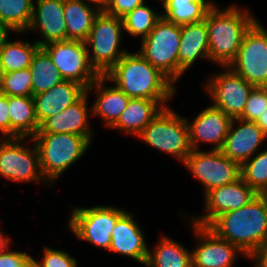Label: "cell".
<instances>
[{"label":"cell","instance_id":"obj_2","mask_svg":"<svg viewBox=\"0 0 267 267\" xmlns=\"http://www.w3.org/2000/svg\"><path fill=\"white\" fill-rule=\"evenodd\" d=\"M249 8L237 2L227 4L225 8L216 2L209 9L205 17L209 38V67L229 66L236 58L244 34L258 19L255 11Z\"/></svg>","mask_w":267,"mask_h":267},{"label":"cell","instance_id":"obj_38","mask_svg":"<svg viewBox=\"0 0 267 267\" xmlns=\"http://www.w3.org/2000/svg\"><path fill=\"white\" fill-rule=\"evenodd\" d=\"M147 1L148 0H109V4L104 11L109 15L122 18Z\"/></svg>","mask_w":267,"mask_h":267},{"label":"cell","instance_id":"obj_20","mask_svg":"<svg viewBox=\"0 0 267 267\" xmlns=\"http://www.w3.org/2000/svg\"><path fill=\"white\" fill-rule=\"evenodd\" d=\"M86 93L90 99L94 97L91 103L92 118H98L103 123L102 127L108 130L119 120L130 100L105 76H99Z\"/></svg>","mask_w":267,"mask_h":267},{"label":"cell","instance_id":"obj_29","mask_svg":"<svg viewBox=\"0 0 267 267\" xmlns=\"http://www.w3.org/2000/svg\"><path fill=\"white\" fill-rule=\"evenodd\" d=\"M161 17L176 25H185L205 20L216 0H159Z\"/></svg>","mask_w":267,"mask_h":267},{"label":"cell","instance_id":"obj_31","mask_svg":"<svg viewBox=\"0 0 267 267\" xmlns=\"http://www.w3.org/2000/svg\"><path fill=\"white\" fill-rule=\"evenodd\" d=\"M34 0H0V25L8 33H25L33 14Z\"/></svg>","mask_w":267,"mask_h":267},{"label":"cell","instance_id":"obj_12","mask_svg":"<svg viewBox=\"0 0 267 267\" xmlns=\"http://www.w3.org/2000/svg\"><path fill=\"white\" fill-rule=\"evenodd\" d=\"M258 18L246 31L229 67L254 87H267V28Z\"/></svg>","mask_w":267,"mask_h":267},{"label":"cell","instance_id":"obj_19","mask_svg":"<svg viewBox=\"0 0 267 267\" xmlns=\"http://www.w3.org/2000/svg\"><path fill=\"white\" fill-rule=\"evenodd\" d=\"M267 143V135L252 121L232 119L221 152L242 166Z\"/></svg>","mask_w":267,"mask_h":267},{"label":"cell","instance_id":"obj_26","mask_svg":"<svg viewBox=\"0 0 267 267\" xmlns=\"http://www.w3.org/2000/svg\"><path fill=\"white\" fill-rule=\"evenodd\" d=\"M25 36V33L13 32L8 33L2 39L0 43V65L4 73L29 68L33 56L40 46L33 39L29 41L27 38L25 40Z\"/></svg>","mask_w":267,"mask_h":267},{"label":"cell","instance_id":"obj_44","mask_svg":"<svg viewBox=\"0 0 267 267\" xmlns=\"http://www.w3.org/2000/svg\"><path fill=\"white\" fill-rule=\"evenodd\" d=\"M258 195L263 199L267 206V186Z\"/></svg>","mask_w":267,"mask_h":267},{"label":"cell","instance_id":"obj_8","mask_svg":"<svg viewBox=\"0 0 267 267\" xmlns=\"http://www.w3.org/2000/svg\"><path fill=\"white\" fill-rule=\"evenodd\" d=\"M124 36L122 18L100 11L85 41L89 61L100 76H104L130 50L122 45Z\"/></svg>","mask_w":267,"mask_h":267},{"label":"cell","instance_id":"obj_4","mask_svg":"<svg viewBox=\"0 0 267 267\" xmlns=\"http://www.w3.org/2000/svg\"><path fill=\"white\" fill-rule=\"evenodd\" d=\"M32 139L39 152L42 174L53 187L93 146L86 136L72 133H36Z\"/></svg>","mask_w":267,"mask_h":267},{"label":"cell","instance_id":"obj_17","mask_svg":"<svg viewBox=\"0 0 267 267\" xmlns=\"http://www.w3.org/2000/svg\"><path fill=\"white\" fill-rule=\"evenodd\" d=\"M133 212L127 210L117 220L111 233V246L107 253L132 259L135 264L137 262V265L145 267L150 246L146 241L148 240L145 235L146 229L144 230L143 225L137 222L138 217Z\"/></svg>","mask_w":267,"mask_h":267},{"label":"cell","instance_id":"obj_21","mask_svg":"<svg viewBox=\"0 0 267 267\" xmlns=\"http://www.w3.org/2000/svg\"><path fill=\"white\" fill-rule=\"evenodd\" d=\"M91 99L85 93L76 103L57 115L45 119L37 133H72L86 136L94 141L95 129L92 125ZM93 126V127H92ZM93 140V141H92Z\"/></svg>","mask_w":267,"mask_h":267},{"label":"cell","instance_id":"obj_39","mask_svg":"<svg viewBox=\"0 0 267 267\" xmlns=\"http://www.w3.org/2000/svg\"><path fill=\"white\" fill-rule=\"evenodd\" d=\"M0 138H10L8 96L0 92Z\"/></svg>","mask_w":267,"mask_h":267},{"label":"cell","instance_id":"obj_10","mask_svg":"<svg viewBox=\"0 0 267 267\" xmlns=\"http://www.w3.org/2000/svg\"><path fill=\"white\" fill-rule=\"evenodd\" d=\"M201 92L209 102L232 119L239 118L245 109L253 85L239 76L229 66H218L202 81ZM203 89V90H202Z\"/></svg>","mask_w":267,"mask_h":267},{"label":"cell","instance_id":"obj_37","mask_svg":"<svg viewBox=\"0 0 267 267\" xmlns=\"http://www.w3.org/2000/svg\"><path fill=\"white\" fill-rule=\"evenodd\" d=\"M13 244L0 256V267H33V254L14 248Z\"/></svg>","mask_w":267,"mask_h":267},{"label":"cell","instance_id":"obj_6","mask_svg":"<svg viewBox=\"0 0 267 267\" xmlns=\"http://www.w3.org/2000/svg\"><path fill=\"white\" fill-rule=\"evenodd\" d=\"M172 107L163 108L135 139L160 155H169L181 166L192 151L189 127L185 115Z\"/></svg>","mask_w":267,"mask_h":267},{"label":"cell","instance_id":"obj_16","mask_svg":"<svg viewBox=\"0 0 267 267\" xmlns=\"http://www.w3.org/2000/svg\"><path fill=\"white\" fill-rule=\"evenodd\" d=\"M196 115L185 116L189 127V143L192 150H221L228 134L232 118L210 102ZM195 116V117H194ZM208 145L210 147H208Z\"/></svg>","mask_w":267,"mask_h":267},{"label":"cell","instance_id":"obj_30","mask_svg":"<svg viewBox=\"0 0 267 267\" xmlns=\"http://www.w3.org/2000/svg\"><path fill=\"white\" fill-rule=\"evenodd\" d=\"M157 4L159 5L156 7L151 6L147 1L122 17L125 38L129 36L130 41H138L139 43L148 36L156 22L161 18V10L158 11L157 9V6L161 9V3Z\"/></svg>","mask_w":267,"mask_h":267},{"label":"cell","instance_id":"obj_11","mask_svg":"<svg viewBox=\"0 0 267 267\" xmlns=\"http://www.w3.org/2000/svg\"><path fill=\"white\" fill-rule=\"evenodd\" d=\"M181 166L193 177L191 179L200 184L202 197L211 189L233 183L241 177V166L221 150H192Z\"/></svg>","mask_w":267,"mask_h":267},{"label":"cell","instance_id":"obj_7","mask_svg":"<svg viewBox=\"0 0 267 267\" xmlns=\"http://www.w3.org/2000/svg\"><path fill=\"white\" fill-rule=\"evenodd\" d=\"M16 184L53 188L40 167L39 152L32 138H0V179Z\"/></svg>","mask_w":267,"mask_h":267},{"label":"cell","instance_id":"obj_24","mask_svg":"<svg viewBox=\"0 0 267 267\" xmlns=\"http://www.w3.org/2000/svg\"><path fill=\"white\" fill-rule=\"evenodd\" d=\"M162 109L155 100L130 98L119 120L110 129L120 131L122 136L136 138Z\"/></svg>","mask_w":267,"mask_h":267},{"label":"cell","instance_id":"obj_27","mask_svg":"<svg viewBox=\"0 0 267 267\" xmlns=\"http://www.w3.org/2000/svg\"><path fill=\"white\" fill-rule=\"evenodd\" d=\"M10 138H32L39 130L33 96H8Z\"/></svg>","mask_w":267,"mask_h":267},{"label":"cell","instance_id":"obj_14","mask_svg":"<svg viewBox=\"0 0 267 267\" xmlns=\"http://www.w3.org/2000/svg\"><path fill=\"white\" fill-rule=\"evenodd\" d=\"M257 195L240 177L233 183L216 187L207 192L202 197V212L188 213V211L180 209L178 216L185 215L193 223L208 227L219 215L242 208Z\"/></svg>","mask_w":267,"mask_h":267},{"label":"cell","instance_id":"obj_42","mask_svg":"<svg viewBox=\"0 0 267 267\" xmlns=\"http://www.w3.org/2000/svg\"><path fill=\"white\" fill-rule=\"evenodd\" d=\"M82 1L95 6L100 11H104L109 4V0H82Z\"/></svg>","mask_w":267,"mask_h":267},{"label":"cell","instance_id":"obj_33","mask_svg":"<svg viewBox=\"0 0 267 267\" xmlns=\"http://www.w3.org/2000/svg\"><path fill=\"white\" fill-rule=\"evenodd\" d=\"M241 177L257 194L267 186V144L241 166Z\"/></svg>","mask_w":267,"mask_h":267},{"label":"cell","instance_id":"obj_3","mask_svg":"<svg viewBox=\"0 0 267 267\" xmlns=\"http://www.w3.org/2000/svg\"><path fill=\"white\" fill-rule=\"evenodd\" d=\"M208 228L249 257L267 243V206L257 195L242 208L219 215Z\"/></svg>","mask_w":267,"mask_h":267},{"label":"cell","instance_id":"obj_18","mask_svg":"<svg viewBox=\"0 0 267 267\" xmlns=\"http://www.w3.org/2000/svg\"><path fill=\"white\" fill-rule=\"evenodd\" d=\"M28 33L36 35L34 40L40 47L66 41L64 0H34L32 19L25 34Z\"/></svg>","mask_w":267,"mask_h":267},{"label":"cell","instance_id":"obj_25","mask_svg":"<svg viewBox=\"0 0 267 267\" xmlns=\"http://www.w3.org/2000/svg\"><path fill=\"white\" fill-rule=\"evenodd\" d=\"M149 253L145 267H192V253L189 246L175 240L167 233L159 234Z\"/></svg>","mask_w":267,"mask_h":267},{"label":"cell","instance_id":"obj_28","mask_svg":"<svg viewBox=\"0 0 267 267\" xmlns=\"http://www.w3.org/2000/svg\"><path fill=\"white\" fill-rule=\"evenodd\" d=\"M100 10L82 0H64L67 40L86 41Z\"/></svg>","mask_w":267,"mask_h":267},{"label":"cell","instance_id":"obj_1","mask_svg":"<svg viewBox=\"0 0 267 267\" xmlns=\"http://www.w3.org/2000/svg\"><path fill=\"white\" fill-rule=\"evenodd\" d=\"M104 76L128 97L155 100L163 108L178 96V88L136 49L124 54Z\"/></svg>","mask_w":267,"mask_h":267},{"label":"cell","instance_id":"obj_45","mask_svg":"<svg viewBox=\"0 0 267 267\" xmlns=\"http://www.w3.org/2000/svg\"><path fill=\"white\" fill-rule=\"evenodd\" d=\"M7 34L8 32L0 25V43Z\"/></svg>","mask_w":267,"mask_h":267},{"label":"cell","instance_id":"obj_46","mask_svg":"<svg viewBox=\"0 0 267 267\" xmlns=\"http://www.w3.org/2000/svg\"><path fill=\"white\" fill-rule=\"evenodd\" d=\"M3 76H4V71H3L2 66L0 65V90L2 87V83H3Z\"/></svg>","mask_w":267,"mask_h":267},{"label":"cell","instance_id":"obj_5","mask_svg":"<svg viewBox=\"0 0 267 267\" xmlns=\"http://www.w3.org/2000/svg\"><path fill=\"white\" fill-rule=\"evenodd\" d=\"M70 215L66 229L81 241L95 247L98 251H109L111 233L117 220L127 211L125 206L106 204H92V206L69 205ZM100 249V250H99Z\"/></svg>","mask_w":267,"mask_h":267},{"label":"cell","instance_id":"obj_32","mask_svg":"<svg viewBox=\"0 0 267 267\" xmlns=\"http://www.w3.org/2000/svg\"><path fill=\"white\" fill-rule=\"evenodd\" d=\"M33 95L47 91L64 81L48 53L40 47L29 66Z\"/></svg>","mask_w":267,"mask_h":267},{"label":"cell","instance_id":"obj_13","mask_svg":"<svg viewBox=\"0 0 267 267\" xmlns=\"http://www.w3.org/2000/svg\"><path fill=\"white\" fill-rule=\"evenodd\" d=\"M185 220L195 245L191 249L192 267H236L239 258L248 257L236 246L217 236L207 226H201L190 221L185 215H180Z\"/></svg>","mask_w":267,"mask_h":267},{"label":"cell","instance_id":"obj_22","mask_svg":"<svg viewBox=\"0 0 267 267\" xmlns=\"http://www.w3.org/2000/svg\"><path fill=\"white\" fill-rule=\"evenodd\" d=\"M178 57L179 81L199 62L200 64L202 62L210 63L208 28L205 20L181 25Z\"/></svg>","mask_w":267,"mask_h":267},{"label":"cell","instance_id":"obj_43","mask_svg":"<svg viewBox=\"0 0 267 267\" xmlns=\"http://www.w3.org/2000/svg\"><path fill=\"white\" fill-rule=\"evenodd\" d=\"M255 123L267 135V109L263 112V115H261Z\"/></svg>","mask_w":267,"mask_h":267},{"label":"cell","instance_id":"obj_9","mask_svg":"<svg viewBox=\"0 0 267 267\" xmlns=\"http://www.w3.org/2000/svg\"><path fill=\"white\" fill-rule=\"evenodd\" d=\"M181 26L161 17L147 37L138 44L137 51L177 88L179 82L178 51Z\"/></svg>","mask_w":267,"mask_h":267},{"label":"cell","instance_id":"obj_36","mask_svg":"<svg viewBox=\"0 0 267 267\" xmlns=\"http://www.w3.org/2000/svg\"><path fill=\"white\" fill-rule=\"evenodd\" d=\"M267 109V87H253L243 114L239 117L246 121L256 122Z\"/></svg>","mask_w":267,"mask_h":267},{"label":"cell","instance_id":"obj_23","mask_svg":"<svg viewBox=\"0 0 267 267\" xmlns=\"http://www.w3.org/2000/svg\"><path fill=\"white\" fill-rule=\"evenodd\" d=\"M86 90L81 84L64 80L47 91L33 95L39 125L45 119L57 115L76 103L86 93Z\"/></svg>","mask_w":267,"mask_h":267},{"label":"cell","instance_id":"obj_41","mask_svg":"<svg viewBox=\"0 0 267 267\" xmlns=\"http://www.w3.org/2000/svg\"><path fill=\"white\" fill-rule=\"evenodd\" d=\"M3 221L0 219V223ZM1 226V225H0ZM12 235L6 233L0 228V256L4 253V251L13 243Z\"/></svg>","mask_w":267,"mask_h":267},{"label":"cell","instance_id":"obj_35","mask_svg":"<svg viewBox=\"0 0 267 267\" xmlns=\"http://www.w3.org/2000/svg\"><path fill=\"white\" fill-rule=\"evenodd\" d=\"M42 246L41 257L33 256V267H79L80 263L75 255L59 247L55 249L48 245Z\"/></svg>","mask_w":267,"mask_h":267},{"label":"cell","instance_id":"obj_40","mask_svg":"<svg viewBox=\"0 0 267 267\" xmlns=\"http://www.w3.org/2000/svg\"><path fill=\"white\" fill-rule=\"evenodd\" d=\"M247 262L252 263L253 267H267V243L255 250Z\"/></svg>","mask_w":267,"mask_h":267},{"label":"cell","instance_id":"obj_34","mask_svg":"<svg viewBox=\"0 0 267 267\" xmlns=\"http://www.w3.org/2000/svg\"><path fill=\"white\" fill-rule=\"evenodd\" d=\"M0 92L7 96H33L30 68L4 73Z\"/></svg>","mask_w":267,"mask_h":267},{"label":"cell","instance_id":"obj_15","mask_svg":"<svg viewBox=\"0 0 267 267\" xmlns=\"http://www.w3.org/2000/svg\"><path fill=\"white\" fill-rule=\"evenodd\" d=\"M42 48L48 53L64 80L74 81L87 89L100 76L89 61L84 41L51 42Z\"/></svg>","mask_w":267,"mask_h":267}]
</instances>
